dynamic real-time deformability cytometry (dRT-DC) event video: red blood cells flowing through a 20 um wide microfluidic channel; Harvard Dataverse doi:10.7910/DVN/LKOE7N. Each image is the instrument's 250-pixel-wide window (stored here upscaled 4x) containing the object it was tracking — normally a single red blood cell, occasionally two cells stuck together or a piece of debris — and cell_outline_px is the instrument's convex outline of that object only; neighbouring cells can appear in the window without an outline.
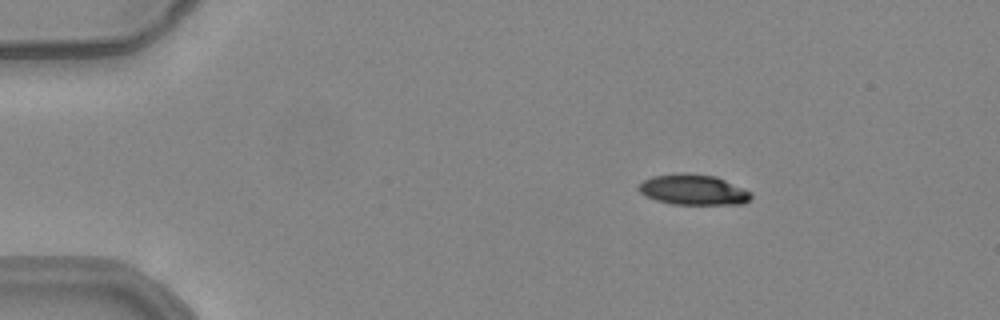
{"species": "common noctule bat (a hibernating species)", "species_latin": "Nyctalus noctula", "temperature_condition": "warm", "stored_images_in_passage": 29, "camera_frame_rate_fps": 3000, "um_per_image_px": 0.085, "animal": {"sex": "female", "body_mass_g": 24.6, "forearm_length_mm": 56.2}, "frame": {"image": 1, "passage_image": 1, "time_ms": 0.0, "image_size_px": [1000, 320], "cell_outline_px": [[752, 196], [744, 204], [672, 204], [656, 200], [644, 196], [636, 188], [644, 180], [652, 176], [680, 172], [716, 176], [744, 188], [752, 192]], "centroid_in_image_um": [58.92, 16.12], "position_along_channel_um": 26.1, "area_um2": 20.11}}
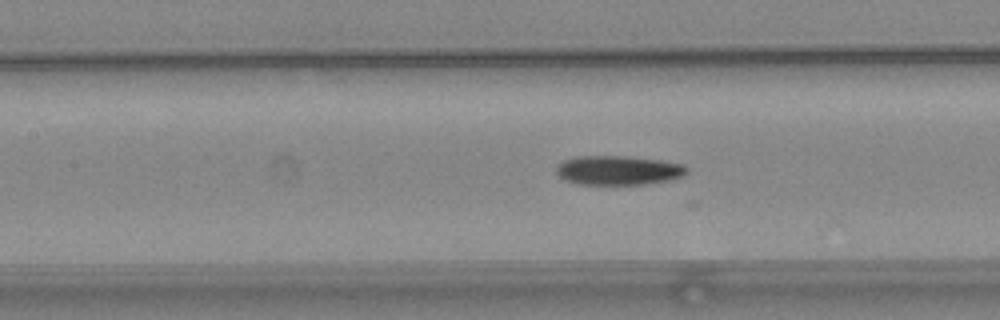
{"frame": {"image": 2, "passage_image": 17, "time_ms": 5.333, "image_size_px": [1000, 320], "cell_outline_px": [[688, 172], [680, 176], [668, 180], [644, 184], [580, 184], [564, 180], [556, 172], [556, 164], [564, 160], [576, 156], [624, 156], [660, 160], [684, 164], [688, 168]], "centroid_in_image_um": [52.53, 14.46], "position_along_channel_um": 154.9, "area_um2": 22.2}}
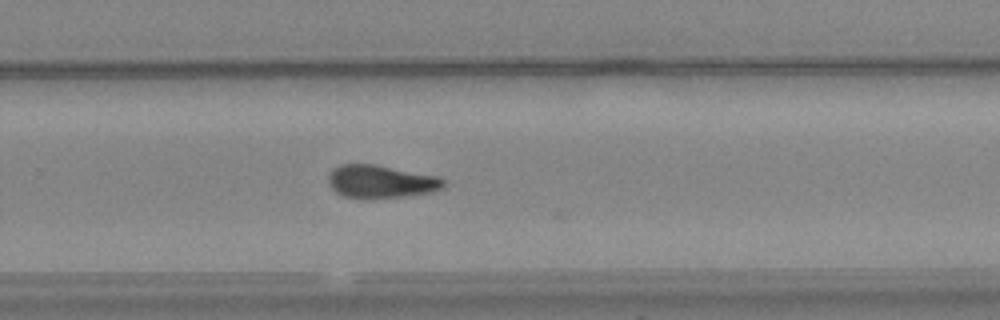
{"frame": {"image": 3, "passage_image": 28, "time_ms": 9.0, "image_size_px": [1000, 320], "cell_outline_px": [[444, 188], [432, 192], [404, 196], [368, 200], [344, 196], [336, 192], [332, 188], [328, 180], [328, 176], [332, 168], [340, 164], [376, 164], [440, 176], [444, 180]], "centroid_in_image_um": [32.38, 15.44], "position_along_channel_um": 297.4, "area_um2": 22.6}}